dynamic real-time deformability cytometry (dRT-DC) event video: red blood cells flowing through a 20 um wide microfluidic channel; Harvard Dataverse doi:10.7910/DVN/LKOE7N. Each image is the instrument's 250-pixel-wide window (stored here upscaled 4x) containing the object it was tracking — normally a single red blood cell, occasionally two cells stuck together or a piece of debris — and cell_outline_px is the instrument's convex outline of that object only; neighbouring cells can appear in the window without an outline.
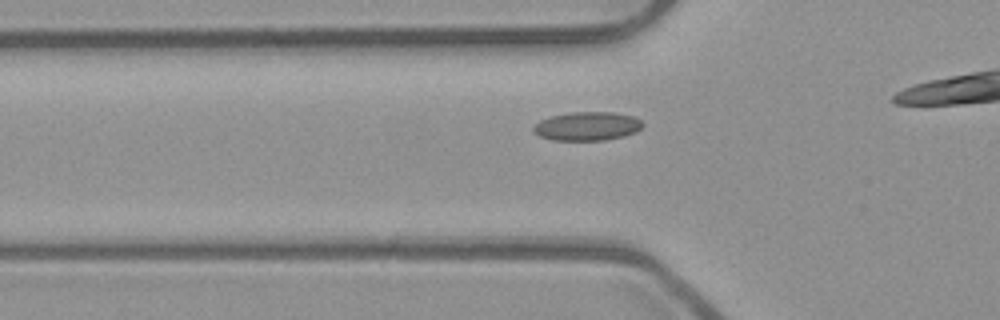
{"species": "common noctule bat (a hibernating species)", "species_latin": "Nyctalus noctula", "temperature_condition": "room temperature", "stored_images_in_passage": 23, "camera_frame_rate_fps": 3000, "um_per_image_px": 0.085, "animal": {"sex": "male", "body_mass_g": 23.1, "forearm_length_mm": 52.7}, "frame": {"image": 1, "passage_image": 11, "time_ms": 3.333, "image_size_px": [1000, 320], "cell_outline_px": [[644, 124], [636, 132], [624, 136], [604, 140], [552, 140], [540, 136], [532, 128], [540, 120], [552, 116], [572, 112], [612, 112], [632, 116], [640, 120]], "centroid_in_image_um": [49.93, 10.73], "position_along_channel_um": 75.9, "area_um2": 18.09}}
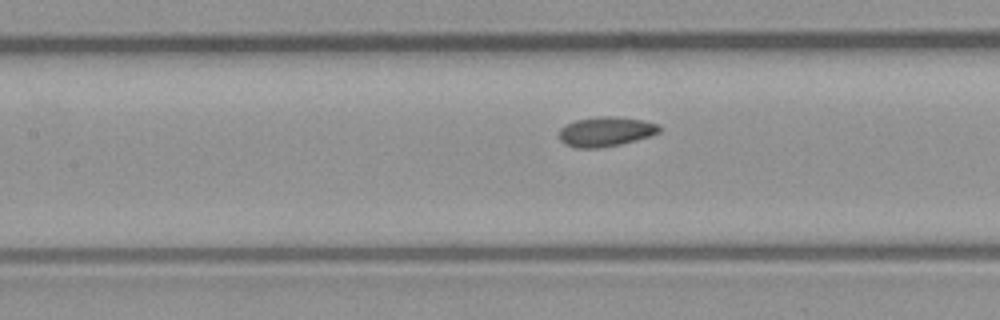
{"frame": {"image": 2, "passage_image": 17, "time_ms": 5.333, "image_size_px": [1000, 320], "cell_outline_px": [[660, 132], [648, 136], [620, 144], [600, 148], [576, 148], [564, 144], [560, 140], [560, 128], [576, 120], [600, 116], [616, 116], [644, 120], [660, 124]], "centroid_in_image_um": [51.49, 11.18], "position_along_channel_um": 155.9, "area_um2": 17.28}}
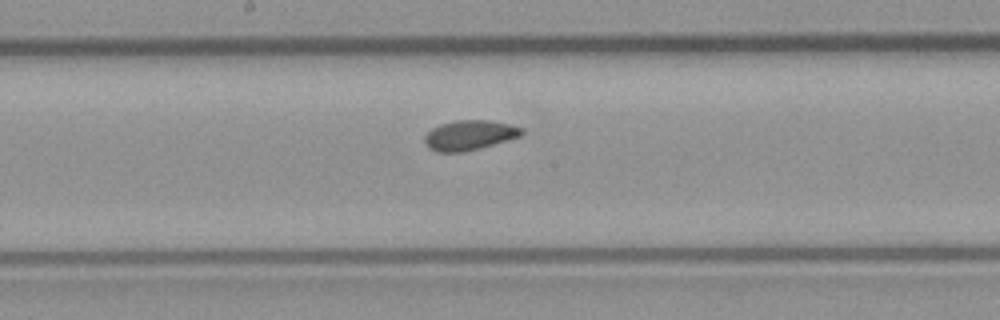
{"frame": {"image": 3, "passage_image": 21, "time_ms": 6.667, "image_size_px": [1000, 320], "cell_outline_px": [[524, 132], [520, 136], [480, 148], [464, 152], [436, 152], [428, 148], [424, 140], [424, 136], [432, 128], [440, 124], [456, 120], [492, 120], [524, 128]], "centroid_in_image_um": [39.89, 11.49], "position_along_channel_um": 208.3, "area_um2": 16.94}}